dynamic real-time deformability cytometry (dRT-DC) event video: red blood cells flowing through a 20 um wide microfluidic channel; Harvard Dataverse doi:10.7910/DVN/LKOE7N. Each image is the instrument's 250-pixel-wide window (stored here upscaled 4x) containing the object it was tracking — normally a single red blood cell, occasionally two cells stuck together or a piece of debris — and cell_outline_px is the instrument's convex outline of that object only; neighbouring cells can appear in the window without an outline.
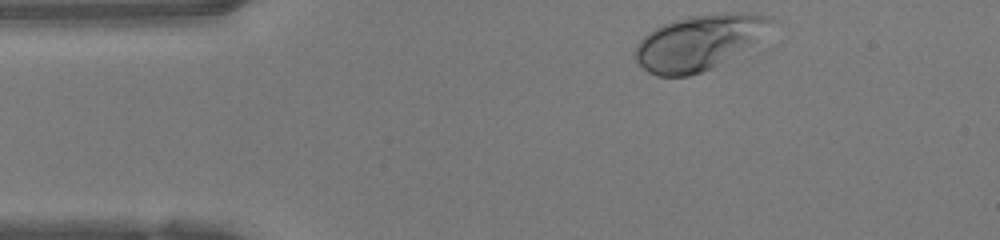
{"species": "human", "species_latin": "Homo sapiens", "temperature_condition": "warm", "stored_images_in_passage": 34, "camera_frame_rate_fps": 3000, "um_per_image_px": 0.085, "donor": {"sex": "female"}, "frame": {"image": 1, "passage_image": 1, "time_ms": 0.0, "image_size_px": [1000, 240], "cell_outline_px": [[776, 20], [756, 40], [712, 68], [688, 76], [656, 76], [648, 72], [636, 60], [636, 44], [648, 32], [672, 20], [688, 16], [724, 12], [756, 12], [772, 16]], "centroid_in_image_um": [59.4, 3.56], "position_along_channel_um": 25.6, "area_um2": 43.12}}
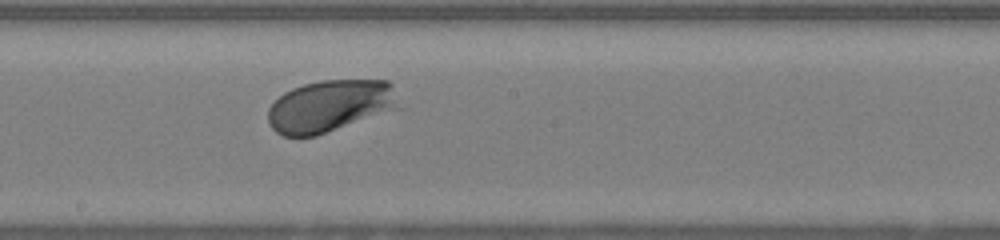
{"frame": {"image": 2, "passage_image": 19, "time_ms": 6.0, "image_size_px": [1000, 240], "cell_outline_px": [[404, 108], [316, 136], [284, 136], [276, 132], [268, 124], [268, 108], [284, 92], [292, 88], [304, 84], [320, 80], [388, 80], [392, 84]], "centroid_in_image_um": [28.13, 9.01], "position_along_channel_um": 220.1, "area_um2": 40.46}}
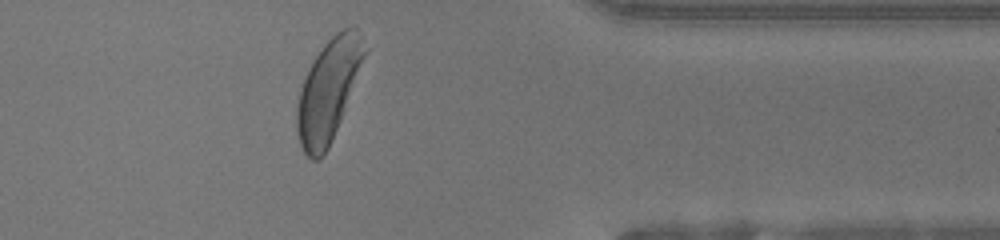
{"frame": {"image": 3, "passage_image": 32, "time_ms": 10.333, "image_size_px": [1000, 240], "cell_outline_px": [[368, 48], [328, 148], [316, 160], [312, 160], [304, 152], [300, 144], [296, 128], [296, 108], [300, 92], [308, 68], [312, 60], [324, 44], [336, 32], [344, 28], [356, 28]], "centroid_in_image_um": [27.88, 7.64], "position_along_channel_um": 383.5, "area_um2": 38.9}, "authors_computed_cell_mechanics": {"area_um2": 39.9109, "velocity_mm_per_s": 4.184, "shape_relaxation_time_tau1_ms": 1.306, "shape_relaxation_time_tau2_ms": 6.0495, "deformation_change_tau1": 0.1264, "deformation_change_tau2": 0.1594}}